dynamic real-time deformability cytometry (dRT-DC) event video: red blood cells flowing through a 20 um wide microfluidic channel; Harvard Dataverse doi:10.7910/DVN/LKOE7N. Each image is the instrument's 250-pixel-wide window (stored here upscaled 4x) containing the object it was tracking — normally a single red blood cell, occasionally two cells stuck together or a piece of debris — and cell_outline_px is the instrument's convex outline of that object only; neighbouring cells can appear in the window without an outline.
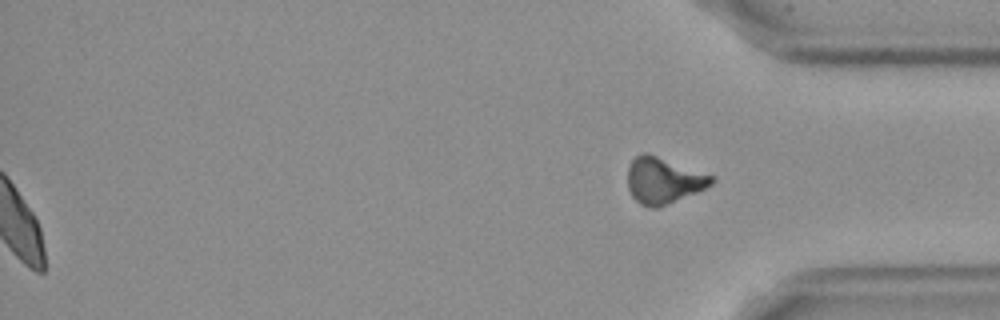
{"species": "Egyptian fruit bat (a non-hibernating species)", "species_latin": "Rousettus aegyptiacus", "temperature_condition": "cold", "stored_images_in_passage": 49, "segment_of_instrument_passage": [2, 2], "camera_frame_rate_fps": 3000, "um_per_image_px": 0.085, "frame": {"image": 1, "passage_image": 49, "time_ms": 16.0, "image_size_px": [1000, 320], "cell_outline_px": [[716, 180], [712, 184], [696, 192], [656, 208], [652, 208], [640, 204], [632, 196], [628, 188], [628, 164], [640, 152], [648, 152], [716, 176]], "centroid_in_image_um": [56.39, 15.3], "position_along_channel_um": 378.8, "area_um2": 22.72}}